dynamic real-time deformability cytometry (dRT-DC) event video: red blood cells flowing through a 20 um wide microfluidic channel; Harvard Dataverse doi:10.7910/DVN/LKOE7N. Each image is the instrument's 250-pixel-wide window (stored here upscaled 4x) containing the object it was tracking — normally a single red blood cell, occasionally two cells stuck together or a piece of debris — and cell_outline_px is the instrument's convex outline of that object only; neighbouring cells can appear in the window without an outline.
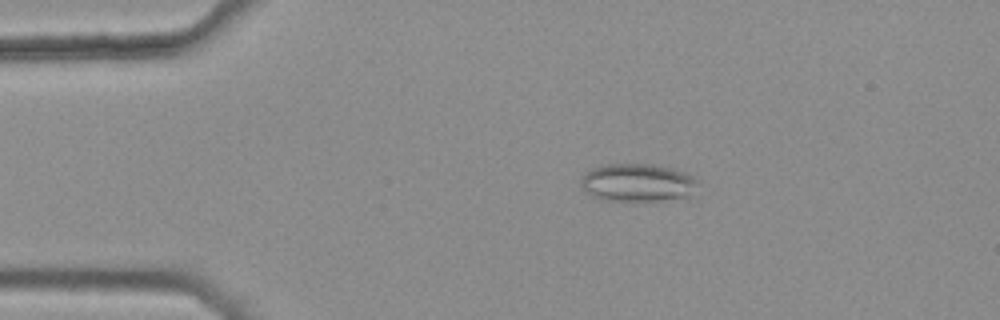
{"species": "common noctule bat (a hibernating species)", "species_latin": "Nyctalus noctula", "temperature_condition": "warm", "stored_images_in_passage": 3, "camera_frame_rate_fps": 3000, "um_per_image_px": 0.085, "animal": {"sex": "female", "body_mass_g": 25.1}, "frame": {"image": 1, "passage_image": 1, "time_ms": 0.0, "image_size_px": [1000, 320], "cell_outline_px": [[696, 180], [688, 200], [604, 200], [588, 196], [584, 192], [580, 184], [580, 180], [584, 172], [592, 168], [604, 164], [652, 164], [672, 168], [684, 172], [692, 176]], "centroid_in_image_um": [54.13, 15.53], "position_along_channel_um": 30.9, "area_um2": 26.18}}